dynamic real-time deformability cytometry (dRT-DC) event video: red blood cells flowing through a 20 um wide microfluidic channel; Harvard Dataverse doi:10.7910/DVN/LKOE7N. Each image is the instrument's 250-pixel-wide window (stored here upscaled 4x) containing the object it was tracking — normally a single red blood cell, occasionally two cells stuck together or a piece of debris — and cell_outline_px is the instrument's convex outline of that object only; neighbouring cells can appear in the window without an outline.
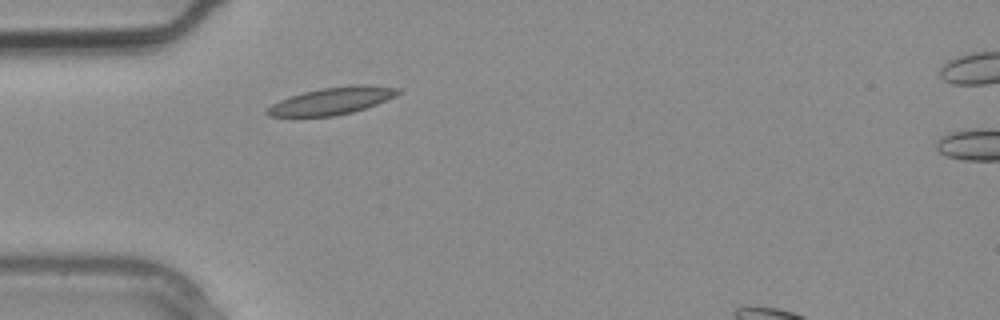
{"species": "common noctule bat (a hibernating species)", "species_latin": "Nyctalus noctula", "temperature_condition": "warm", "stored_images_in_passage": 3, "camera_frame_rate_fps": 3000, "um_per_image_px": 0.085, "animal": {"sex": "male", "body_mass_g": 20.4}, "frame": {"image": 1, "passage_image": 2, "time_ms": 0.333, "image_size_px": [1000, 320], "cell_outline_px": [[400, 92], [396, 96], [376, 104], [352, 112], [332, 116], [268, 116], [264, 112], [272, 104], [280, 100], [304, 92], [320, 88], [352, 84], [368, 84], [400, 88]], "centroid_in_image_um": [28.25, 8.55], "position_along_channel_um": 56.8, "area_um2": 20.63}}